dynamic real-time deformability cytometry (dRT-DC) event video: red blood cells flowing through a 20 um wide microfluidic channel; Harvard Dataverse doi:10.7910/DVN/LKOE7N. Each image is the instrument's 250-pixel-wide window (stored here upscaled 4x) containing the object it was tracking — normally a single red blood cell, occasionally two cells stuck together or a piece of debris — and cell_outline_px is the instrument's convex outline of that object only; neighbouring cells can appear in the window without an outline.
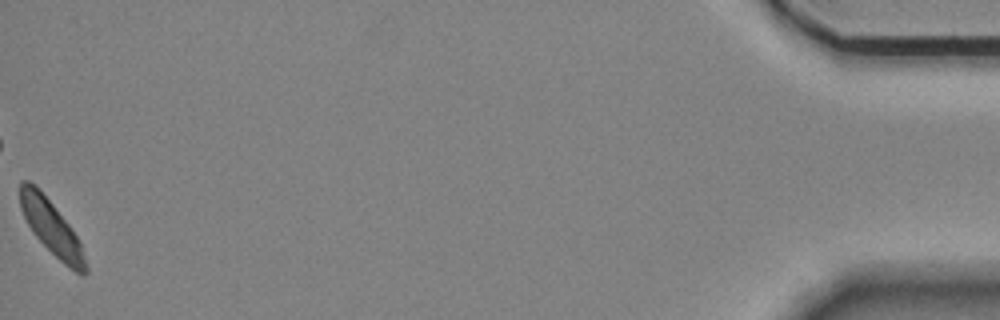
{"species": "Egyptian fruit bat (a non-hibernating species)", "species_latin": "Rousettus aegyptiacus", "temperature_condition": "room temperature", "stored_images_in_passage": 57, "camera_frame_rate_fps": 3000, "um_per_image_px": 0.085, "animal": {"sex": "female"}, "frame": {"image": 1, "passage_image": 57, "time_ms": 18.667, "image_size_px": [1000, 320], "cell_outline_px": [[88, 272], [84, 276], [80, 276], [64, 264], [32, 232], [20, 208], [20, 180], [28, 180], [52, 204], [72, 228], [80, 244], [88, 268]], "centroid_in_image_um": [4.39, 19.4], "position_along_channel_um": 430.8, "area_um2": 20.17}, "authors_computed_cell_mechanics": {"area_um2": 21.964, "velocity_mm_per_s": 3.4672, "shape_relaxation_time_tau1_ms": 4.8305, "shape_relaxation_time_tau2_ms": 8.9116, "deformation_change_tau1": 0.0995, "deformation_change_tau2": 0.1038}}